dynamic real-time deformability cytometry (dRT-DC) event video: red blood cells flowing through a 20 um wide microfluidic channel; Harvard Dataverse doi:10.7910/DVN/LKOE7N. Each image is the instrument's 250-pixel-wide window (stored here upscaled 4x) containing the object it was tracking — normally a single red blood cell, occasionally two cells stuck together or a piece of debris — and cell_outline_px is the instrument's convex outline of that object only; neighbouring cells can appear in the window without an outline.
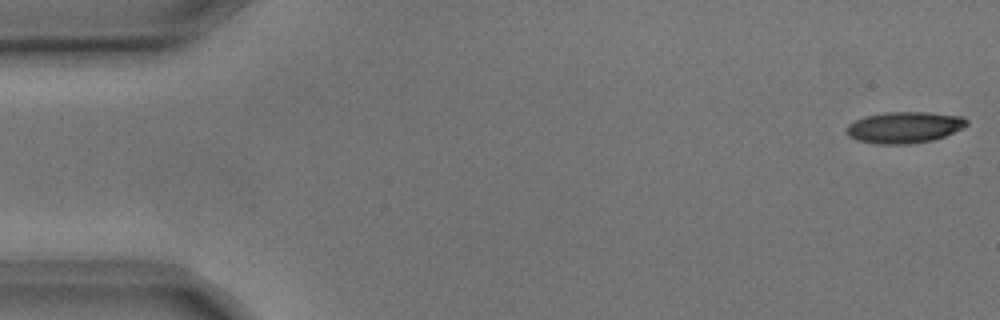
{"species": "common noctule bat (a hibernating species)", "species_latin": "Nyctalus noctula", "temperature_condition": "cold", "stored_images_in_passage": 5, "camera_frame_rate_fps": 3000, "um_per_image_px": 0.085, "animal": {"sex": "male", "body_mass_g": 17.9, "forearm_length_mm": 54.2}, "frame": {"image": 1, "passage_image": 1, "time_ms": 0.0, "image_size_px": [1000, 320], "cell_outline_px": [[968, 124], [964, 128], [944, 136], [932, 140], [908, 144], [876, 144], [856, 140], [848, 136], [844, 128], [848, 124], [864, 116], [884, 112], [928, 112], [964, 116], [968, 120]], "centroid_in_image_um": [76.86, 10.82], "position_along_channel_um": 8.1, "area_um2": 22.25}}
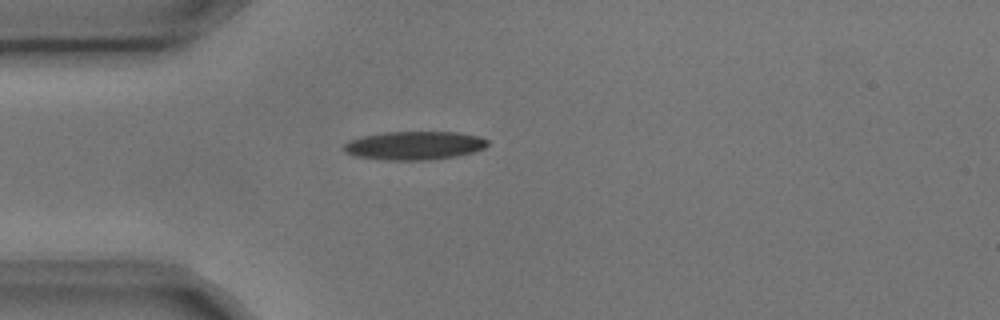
{"frame": {"image": 2, "passage_image": 4, "time_ms": 1.0, "image_size_px": [1000, 320], "cell_outline_px": [[488, 144], [484, 148], [472, 152], [456, 156], [428, 160], [380, 160], [356, 156], [344, 152], [344, 144], [348, 140], [360, 136], [384, 132], [460, 132], [480, 136], [488, 140]], "centroid_in_image_um": [35.19, 12.36], "position_along_channel_um": 49.8, "area_um2": 24.1}}